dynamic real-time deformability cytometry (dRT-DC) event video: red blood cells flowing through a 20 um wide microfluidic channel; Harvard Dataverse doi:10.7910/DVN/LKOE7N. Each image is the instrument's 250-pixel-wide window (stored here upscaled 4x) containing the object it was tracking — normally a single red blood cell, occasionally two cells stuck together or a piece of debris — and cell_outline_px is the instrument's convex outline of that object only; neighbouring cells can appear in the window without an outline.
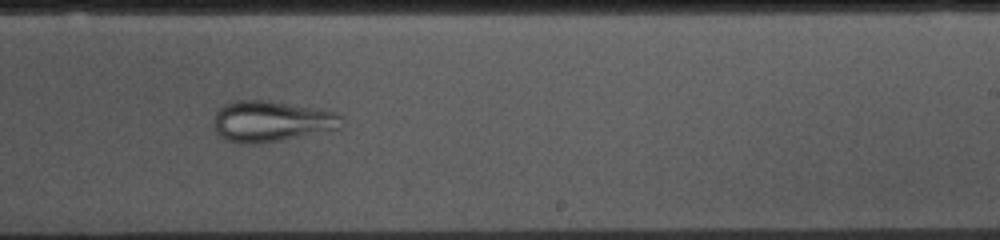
{"species": "common noctule bat (a hibernating species)", "species_latin": "Nyctalus noctula", "temperature_condition": "cold", "stored_images_in_passage": 53, "camera_frame_rate_fps": 3000, "um_per_image_px": 0.085, "animal": {"sex": "female", "body_mass_g": 10.0, "forearm_length_mm": 53.1}, "frame": {"image": 1, "passage_image": 31, "time_ms": 10.0, "image_size_px": [1000, 240], "cell_outline_px": [[344, 124], [340, 128], [280, 140], [256, 144], [248, 144], [228, 140], [220, 136], [216, 132], [212, 124], [212, 120], [216, 112], [224, 104], [236, 100], [268, 100], [340, 112], [344, 116]], "centroid_in_image_um": [23.09, 10.29], "position_along_channel_um": 265.9, "area_um2": 30.75}}